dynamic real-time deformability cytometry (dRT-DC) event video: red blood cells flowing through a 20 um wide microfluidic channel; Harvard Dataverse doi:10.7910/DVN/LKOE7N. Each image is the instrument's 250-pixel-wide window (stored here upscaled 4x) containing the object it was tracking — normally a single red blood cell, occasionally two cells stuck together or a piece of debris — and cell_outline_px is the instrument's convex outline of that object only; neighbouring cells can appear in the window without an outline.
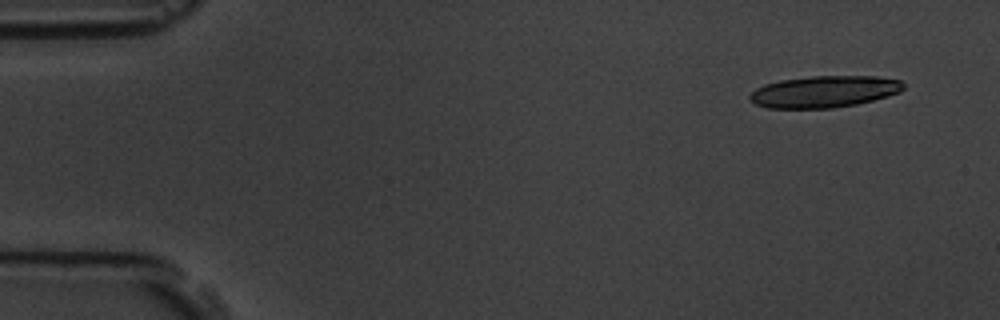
{"species": "common noctule bat (a hibernating species)", "species_latin": "Nyctalus noctula", "temperature_condition": "room temperature", "stored_images_in_passage": 15, "camera_frame_rate_fps": 3000, "um_per_image_px": 0.085, "animal": {"sex": "male", "body_mass_g": 19.5, "forearm_length_mm": 54.6}, "frame": {"image": 1, "passage_image": 1, "time_ms": 0.0, "image_size_px": [1000, 320], "cell_outline_px": [[904, 88], [900, 92], [888, 96], [856, 104], [832, 108], [768, 108], [756, 104], [748, 100], [748, 96], [756, 88], [764, 84], [780, 80], [812, 76], [876, 76], [900, 80], [904, 84]], "centroid_in_image_um": [70.04, 7.79], "position_along_channel_um": 15.0, "area_um2": 28.44}}
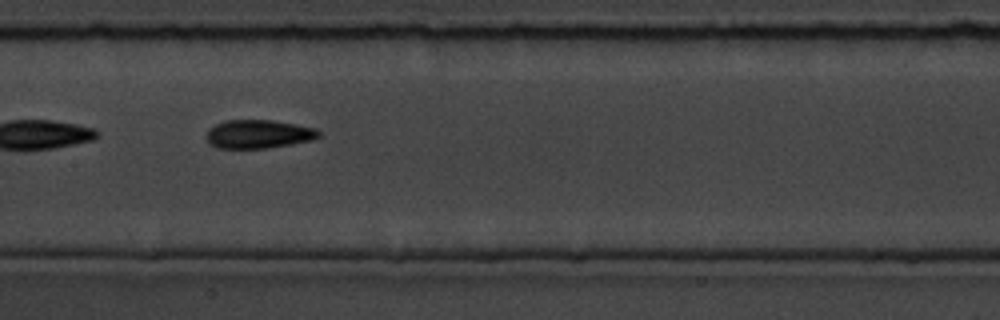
{"frame": {"image": 2, "passage_image": 8, "time_ms": 7.667, "image_size_px": [1000, 320], "cell_outline_px": [[320, 136], [312, 140], [292, 144], [268, 148], [216, 148], [204, 136], [208, 128], [224, 120], [272, 120], [296, 124], [316, 128], [320, 132]], "centroid_in_image_um": [21.96, 11.39], "position_along_channel_um": 185.4, "area_um2": 18.84}}
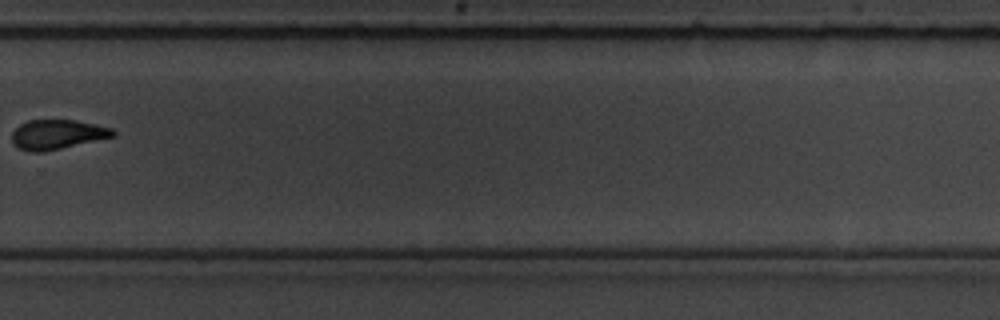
{"frame": {"image": 3, "passage_image": 11, "time_ms": 11.333, "image_size_px": [1000, 320], "cell_outline_px": [[116, 136], [44, 152], [28, 152], [12, 144], [12, 132], [20, 124], [28, 120], [76, 120], [112, 128], [116, 132]], "centroid_in_image_um": [4.86, 11.43], "position_along_channel_um": 324.9, "area_um2": 17.51}, "authors_computed_cell_mechanics": {"area_um2": 18.8428, "velocity_mm_per_s": 3.8032, "shape_relaxation_time_tau1_ms": 7.2765, "shape_relaxation_time_tau2_ms": 6.9356, "deformation_change_tau1": 0.2276, "deformation_change_tau2": 0.1297}}